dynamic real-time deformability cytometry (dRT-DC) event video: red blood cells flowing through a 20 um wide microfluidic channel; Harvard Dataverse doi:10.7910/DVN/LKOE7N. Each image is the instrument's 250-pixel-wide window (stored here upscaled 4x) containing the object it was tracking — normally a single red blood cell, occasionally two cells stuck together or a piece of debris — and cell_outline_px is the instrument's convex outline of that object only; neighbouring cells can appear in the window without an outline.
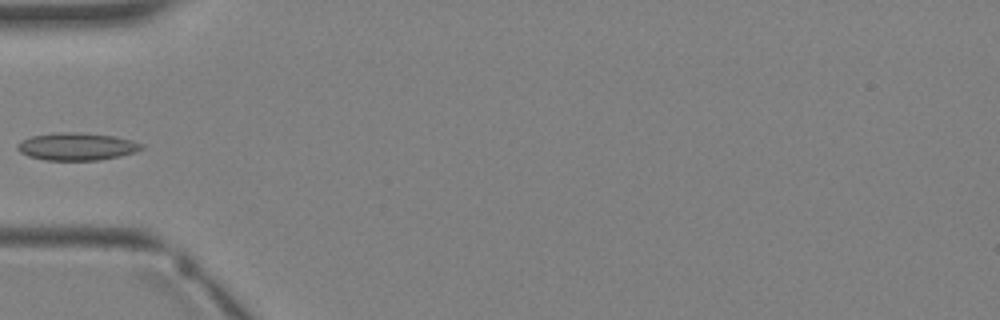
{"species": "Egyptian fruit bat (a non-hibernating species)", "species_latin": "Rousettus aegyptiacus", "temperature_condition": "warm", "stored_images_in_passage": 3, "camera_frame_rate_fps": 3000, "um_per_image_px": 0.085, "animal": {"sex": "female"}, "frame": {"image": 1, "passage_image": 3, "time_ms": 2.333, "image_size_px": [1000, 320], "cell_outline_px": [[144, 148], [136, 152], [120, 156], [100, 160], [44, 160], [28, 156], [20, 152], [16, 148], [16, 144], [20, 140], [32, 136], [60, 132], [72, 132], [112, 136], [132, 140], [144, 144]], "centroid_in_image_um": [6.52, 12.46], "position_along_channel_um": 78.5, "area_um2": 19.94}}